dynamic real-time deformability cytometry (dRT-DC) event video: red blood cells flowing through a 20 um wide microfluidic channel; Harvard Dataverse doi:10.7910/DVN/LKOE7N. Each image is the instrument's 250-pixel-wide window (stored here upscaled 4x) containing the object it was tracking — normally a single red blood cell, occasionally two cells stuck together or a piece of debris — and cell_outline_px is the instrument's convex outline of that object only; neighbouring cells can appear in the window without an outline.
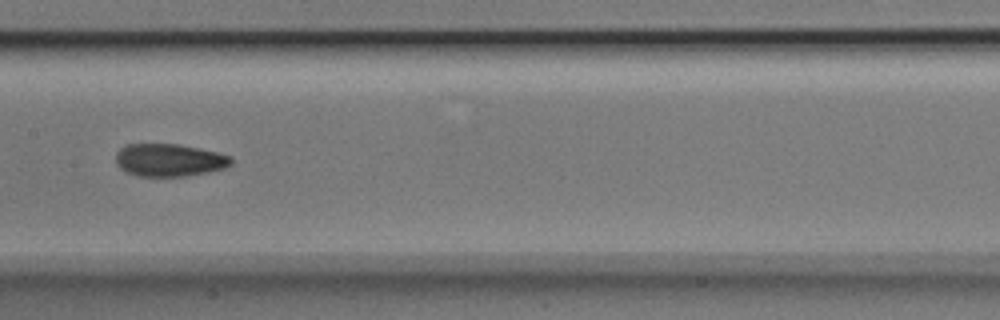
{"species": "Egyptian fruit bat (a non-hibernating species)", "species_latin": "Rousettus aegyptiacus", "temperature_condition": "room temperature", "stored_images_in_passage": 51, "camera_frame_rate_fps": 3000, "um_per_image_px": 0.085, "animal": {"sex": "male"}, "frame": {"image": 1, "passage_image": 26, "time_ms": 8.333, "image_size_px": [1000, 320], "cell_outline_px": [[232, 164], [224, 168], [208, 172], [184, 176], [140, 176], [128, 172], [120, 168], [116, 164], [116, 152], [120, 148], [128, 144], [176, 144], [200, 148], [232, 156]], "centroid_in_image_um": [14.39, 13.6], "position_along_channel_um": 193.0, "area_um2": 21.91}}
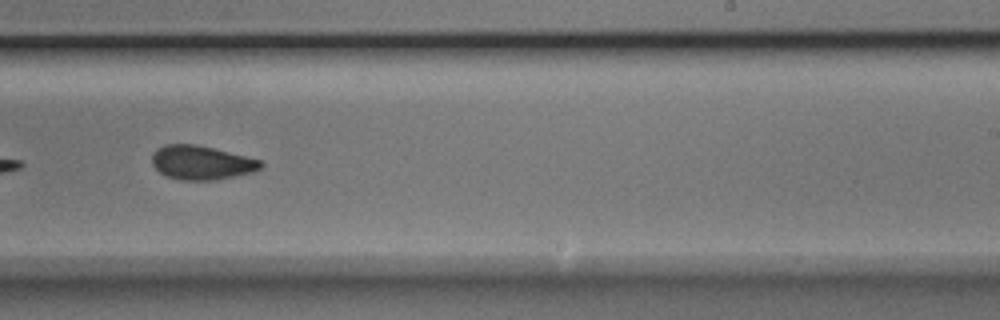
{"frame": {"image": 2, "passage_image": 32, "time_ms": 10.333, "image_size_px": [1000, 320], "cell_outline_px": [[264, 164], [260, 168], [252, 172], [212, 180], [180, 180], [168, 176], [160, 172], [152, 164], [152, 152], [156, 148], [164, 144], [196, 144], [264, 160]], "centroid_in_image_um": [17.12, 13.8], "position_along_channel_um": 271.9, "area_um2": 21.56}}
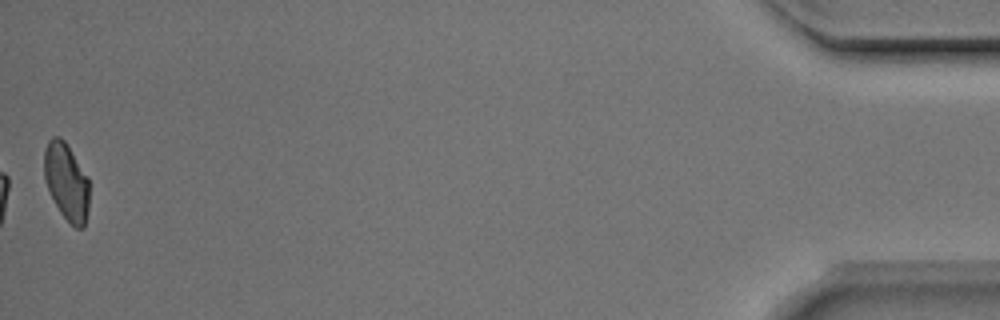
{"frame": {"image": 3, "passage_image": 51, "time_ms": 16.667, "image_size_px": [1000, 320], "cell_outline_px": [[88, 208], [84, 228], [76, 228], [60, 212], [48, 188], [44, 176], [44, 152], [48, 140], [52, 136], [60, 136], [64, 140], [88, 176]], "centroid_in_image_um": [5.65, 15.41], "position_along_channel_um": 429.6, "area_um2": 20.06}, "authors_computed_cell_mechanics": {"area_um2": 21.964, "velocity_mm_per_s": 3.9608, "shape_relaxation_time_tau1_ms": 5.5073, "shape_relaxation_time_tau2_ms": 1.8817, "deformation_change_tau1": 0.1427, "deformation_change_tau2": 0.0721}}